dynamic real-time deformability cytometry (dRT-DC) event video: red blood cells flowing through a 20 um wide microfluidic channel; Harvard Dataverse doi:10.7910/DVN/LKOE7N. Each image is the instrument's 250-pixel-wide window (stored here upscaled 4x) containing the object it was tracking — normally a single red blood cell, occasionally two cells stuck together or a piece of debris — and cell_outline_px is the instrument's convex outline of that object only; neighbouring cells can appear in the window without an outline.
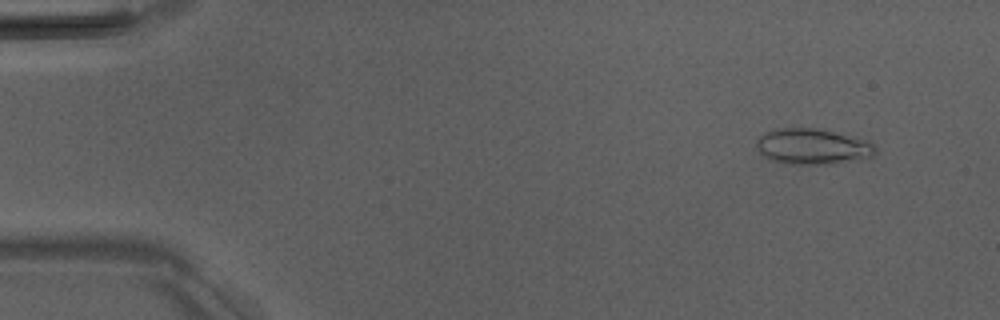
{"species": "Egyptian fruit bat (a non-hibernating species)", "species_latin": "Rousettus aegyptiacus", "temperature_condition": "room temperature", "stored_images_in_passage": 6, "camera_frame_rate_fps": 3000, "um_per_image_px": 0.085, "animal": {"sex": "male"}, "frame": {"image": 1, "passage_image": 2, "time_ms": 1.333, "image_size_px": [1000, 320], "cell_outline_px": [[876, 152], [872, 156], [832, 164], [796, 164], [772, 160], [764, 156], [756, 148], [756, 140], [764, 132], [780, 128], [816, 128], [872, 140], [876, 148]], "centroid_in_image_um": [69.09, 12.44], "position_along_channel_um": 15.9, "area_um2": 24.8}}